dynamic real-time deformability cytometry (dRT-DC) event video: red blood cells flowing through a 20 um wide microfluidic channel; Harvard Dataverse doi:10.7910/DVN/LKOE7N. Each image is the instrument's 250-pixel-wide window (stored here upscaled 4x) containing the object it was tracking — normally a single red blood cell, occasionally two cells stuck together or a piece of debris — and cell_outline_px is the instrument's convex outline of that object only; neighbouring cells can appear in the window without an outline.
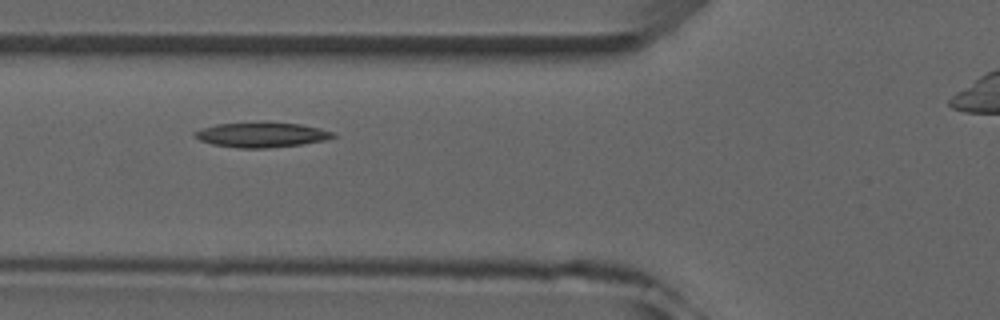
{"species": "common noctule bat (a hibernating species)", "species_latin": "Nyctalus noctula", "temperature_condition": "room temperature", "stored_images_in_passage": 5, "camera_frame_rate_fps": 3000, "um_per_image_px": 0.085, "animal": {"sex": "male", "forearm_length_mm": 52.5}, "frame": {"image": 1, "passage_image": 5, "time_ms": 5.333, "image_size_px": [1000, 320], "cell_outline_px": [[336, 136], [328, 140], [300, 144], [268, 148], [236, 148], [212, 144], [200, 140], [192, 136], [192, 132], [216, 124], [268, 120], [300, 124], [320, 128], [332, 132]], "centroid_in_image_um": [22.22, 11.43], "position_along_channel_um": 103.6, "area_um2": 20.69}}